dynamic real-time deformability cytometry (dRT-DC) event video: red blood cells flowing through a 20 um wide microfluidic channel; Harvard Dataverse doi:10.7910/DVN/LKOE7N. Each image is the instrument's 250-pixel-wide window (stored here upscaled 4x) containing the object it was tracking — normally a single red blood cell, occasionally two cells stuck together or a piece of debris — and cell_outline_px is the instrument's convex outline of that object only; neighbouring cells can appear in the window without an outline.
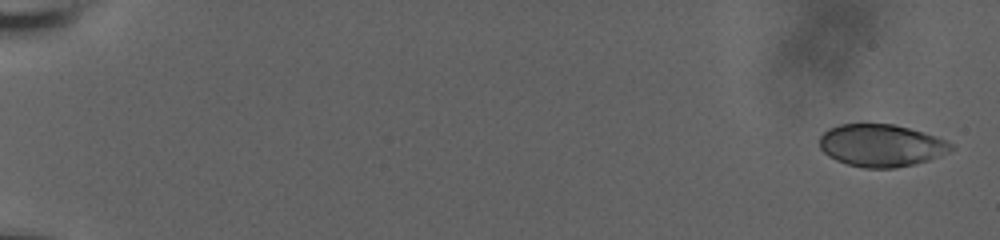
{"species": "human", "species_latin": "Homo sapiens", "temperature_condition": "room temperature", "stored_images_in_passage": 58, "camera_frame_rate_fps": 3000, "um_per_image_px": 0.085, "donor": {"sex": "male"}, "frame": {"image": 1, "passage_image": 1, "time_ms": 0.0, "image_size_px": [1000, 240], "cell_outline_px": [[956, 148], [948, 152], [928, 160], [916, 164], [896, 168], [864, 168], [848, 164], [836, 160], [828, 156], [820, 148], [820, 136], [828, 128], [840, 124], [892, 124], [908, 128], [944, 140], [952, 144]], "centroid_in_image_um": [74.87, 12.37], "position_along_channel_um": 10.1, "area_um2": 32.25}}
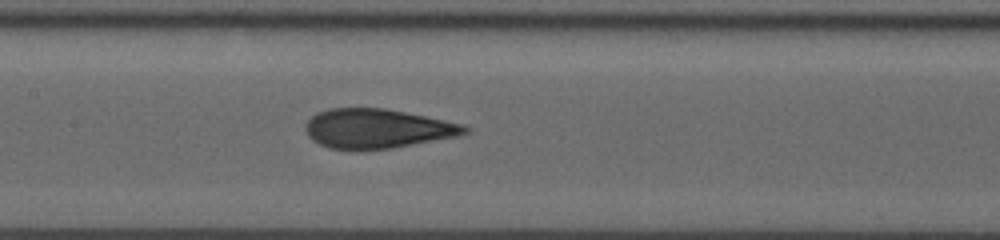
{"frame": {"image": 2, "passage_image": 31, "time_ms": 10.0, "image_size_px": [1000, 240], "cell_outline_px": [[472, 128], [468, 132], [460, 136], [392, 148], [360, 152], [356, 152], [328, 148], [312, 140], [308, 136], [304, 128], [304, 124], [316, 112], [328, 108], [384, 108], [464, 124]], "centroid_in_image_um": [32.03, 10.96], "position_along_channel_um": 175.4, "area_um2": 37.34}}
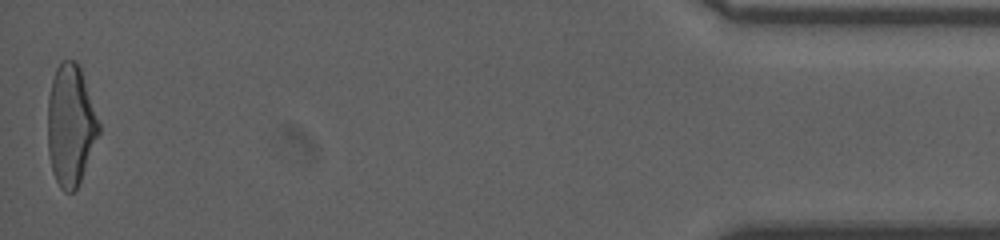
{"frame": {"image": 3, "passage_image": 58, "time_ms": 19.0, "image_size_px": [1000, 240], "cell_outline_px": [[100, 132], [80, 180], [76, 188], [72, 192], [64, 192], [60, 188], [52, 172], [48, 152], [48, 96], [52, 80], [56, 68], [64, 60], [76, 60], [80, 68], [100, 124]], "centroid_in_image_um": [5.99, 10.65], "position_along_channel_um": 429.2, "area_um2": 35.72}, "authors_computed_cell_mechanics": {"area_um2": 36.2406, "velocity_mm_per_s": 3.7188, "shape_relaxation_time_tau1_ms": 6.296, "shape_relaxation_time_tau2_ms": 1.0174, "deformation_change_tau1": 0.2087, "deformation_change_tau2": 0.084}}